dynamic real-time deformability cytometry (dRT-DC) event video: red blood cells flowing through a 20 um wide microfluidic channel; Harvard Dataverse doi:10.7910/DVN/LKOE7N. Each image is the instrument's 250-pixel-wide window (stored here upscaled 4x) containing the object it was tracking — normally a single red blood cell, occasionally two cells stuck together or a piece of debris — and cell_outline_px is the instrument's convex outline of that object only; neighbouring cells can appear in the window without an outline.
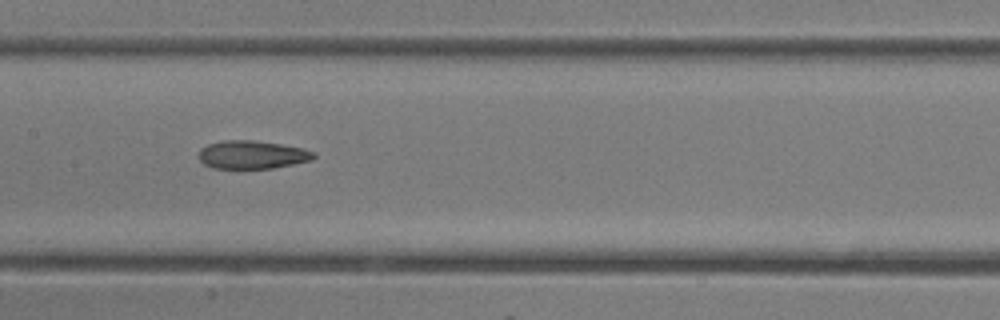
{"species": "common noctule bat (a hibernating species)", "species_latin": "Nyctalus noctula", "temperature_condition": "room temperature", "stored_images_in_passage": 25, "camera_frame_rate_fps": 3000, "um_per_image_px": 0.085, "animal": {"sex": "female"}, "frame": {"image": 1, "passage_image": 8, "time_ms": 2.333, "image_size_px": [1000, 320], "cell_outline_px": [[316, 156], [312, 160], [272, 168], [212, 168], [204, 164], [196, 156], [200, 148], [208, 144], [224, 140], [252, 140], [280, 144], [304, 148], [312, 152]], "centroid_in_image_um": [21.38, 13.14], "position_along_channel_um": 186.0, "area_um2": 18.9}}
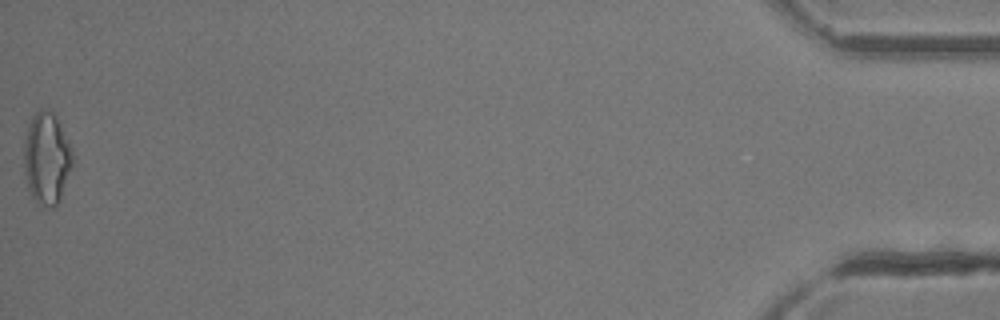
{"frame": {"image": 2, "passage_image": 25, "time_ms": 8.0, "image_size_px": [1000, 320], "cell_outline_px": [[76, 156], [60, 200], [52, 208], [48, 208], [36, 204], [28, 188], [24, 172], [24, 140], [32, 116], [40, 108], [48, 108], [56, 116]], "centroid_in_image_um": [3.99, 13.47], "position_along_channel_um": 431.2, "area_um2": 26.53}}